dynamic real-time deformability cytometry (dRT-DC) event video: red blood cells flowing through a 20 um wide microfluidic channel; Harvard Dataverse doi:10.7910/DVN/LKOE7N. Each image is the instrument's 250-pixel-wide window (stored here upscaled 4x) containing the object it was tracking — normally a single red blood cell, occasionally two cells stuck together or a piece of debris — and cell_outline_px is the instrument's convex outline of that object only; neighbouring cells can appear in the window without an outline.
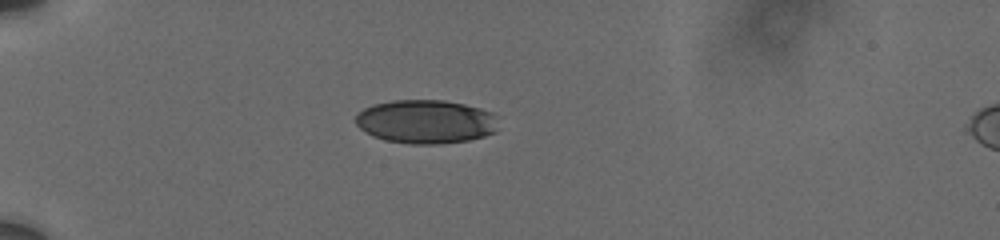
{"species": "human", "species_latin": "Homo sapiens", "temperature_condition": "cold", "stored_images_in_passage": 3, "camera_frame_rate_fps": 3000, "um_per_image_px": 0.085, "donor": {"sex": "male"}, "frame": {"image": 1, "passage_image": 1, "time_ms": 0.0, "image_size_px": [1000, 240], "cell_outline_px": [[496, 132], [484, 136], [468, 140], [436, 144], [412, 144], [384, 140], [372, 136], [360, 128], [356, 124], [356, 116], [364, 108], [372, 104], [392, 100], [444, 100], [464, 104], [480, 108], [492, 112]], "centroid_in_image_um": [36.15, 10.33], "position_along_channel_um": 48.9, "area_um2": 36.18}}
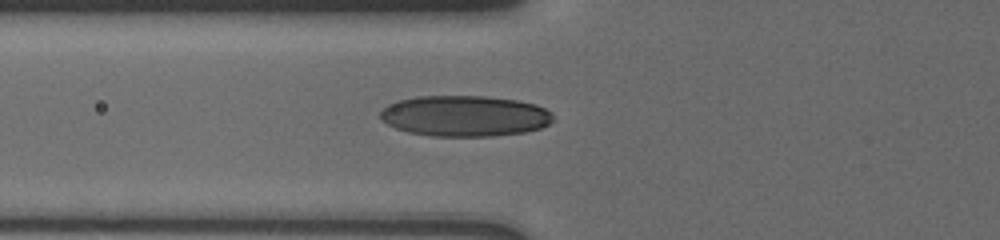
{"frame": {"image": 2, "passage_image": 3, "time_ms": 2.0, "image_size_px": [1000, 240], "cell_outline_px": [[552, 120], [548, 124], [540, 128], [524, 132], [492, 136], [432, 136], [408, 132], [396, 128], [380, 120], [380, 112], [388, 104], [400, 100], [416, 96], [484, 96], [516, 100], [536, 104], [552, 112]], "centroid_in_image_um": [39.49, 9.85], "position_along_channel_um": 86.3, "area_um2": 41.15}}